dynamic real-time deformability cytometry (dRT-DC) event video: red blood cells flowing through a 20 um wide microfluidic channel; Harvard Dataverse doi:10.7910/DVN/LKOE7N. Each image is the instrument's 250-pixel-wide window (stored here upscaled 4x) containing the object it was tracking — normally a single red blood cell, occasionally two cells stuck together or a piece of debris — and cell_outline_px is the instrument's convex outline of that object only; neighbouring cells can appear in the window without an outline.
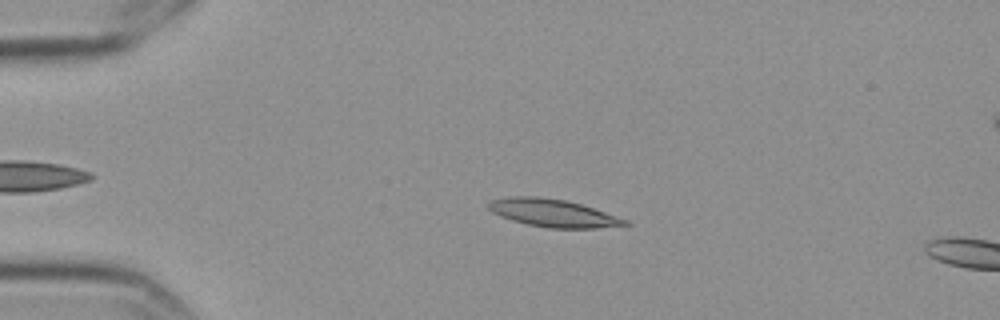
{"species": "Egyptian fruit bat (a non-hibernating species)", "species_latin": "Rousettus aegyptiacus", "temperature_condition": "cold", "stored_images_in_passage": 6, "camera_frame_rate_fps": 3000, "um_per_image_px": 0.085, "frame": {"image": 1, "passage_image": 4, "time_ms": 1.0, "image_size_px": [1000, 320], "cell_outline_px": [[632, 224], [596, 228], [548, 228], [528, 224], [512, 220], [500, 216], [492, 212], [488, 208], [488, 200], [508, 196], [536, 196], [564, 200], [580, 204], [628, 220]], "centroid_in_image_um": [46.95, 18.1], "position_along_channel_um": 38.0, "area_um2": 21.91}}